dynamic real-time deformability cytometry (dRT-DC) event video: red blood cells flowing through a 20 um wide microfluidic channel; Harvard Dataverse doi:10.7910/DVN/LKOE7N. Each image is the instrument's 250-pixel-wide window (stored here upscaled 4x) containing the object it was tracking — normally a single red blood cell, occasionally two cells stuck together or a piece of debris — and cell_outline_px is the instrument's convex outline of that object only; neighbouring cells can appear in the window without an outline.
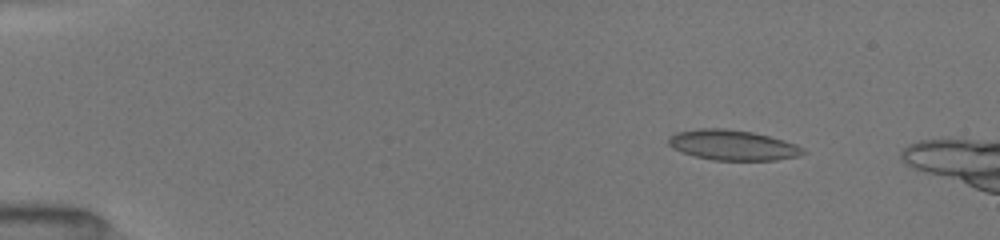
{"species": "common noctule bat (a hibernating species)", "species_latin": "Nyctalus noctula", "temperature_condition": "room temperature", "stored_images_in_passage": 30, "camera_frame_rate_fps": 3000, "um_per_image_px": 0.085, "animal": {"sex": "female", "body_mass_g": 19.5, "forearm_length_mm": 54.1}, "frame": {"image": 1, "passage_image": 4, "time_ms": 1.333, "image_size_px": [1000, 240], "cell_outline_px": [[808, 152], [796, 156], [776, 160], [712, 160], [696, 156], [672, 148], [668, 144], [668, 136], [676, 132], [700, 128], [720, 128], [752, 132], [784, 140], [796, 144], [804, 148]], "centroid_in_image_um": [62.28, 12.33], "position_along_channel_um": 22.7, "area_um2": 23.64}}
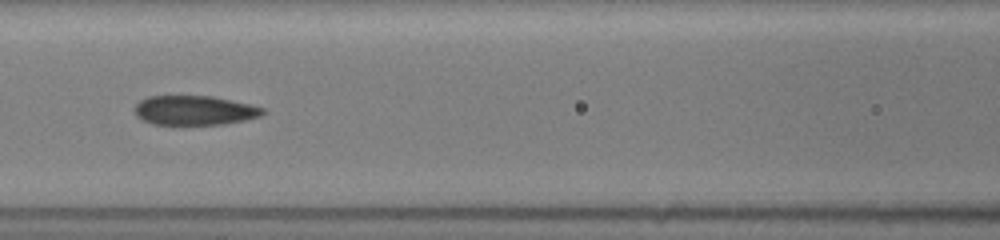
{"frame": {"image": 2, "passage_image": 17, "time_ms": 7.0, "image_size_px": [1000, 240], "cell_outline_px": [[264, 112], [260, 116], [244, 120], [224, 124], [152, 124], [136, 116], [136, 104], [140, 100], [148, 96], [212, 96], [248, 104], [264, 108]], "centroid_in_image_um": [16.51, 9.38], "position_along_channel_um": 150.1, "area_um2": 21.68}}
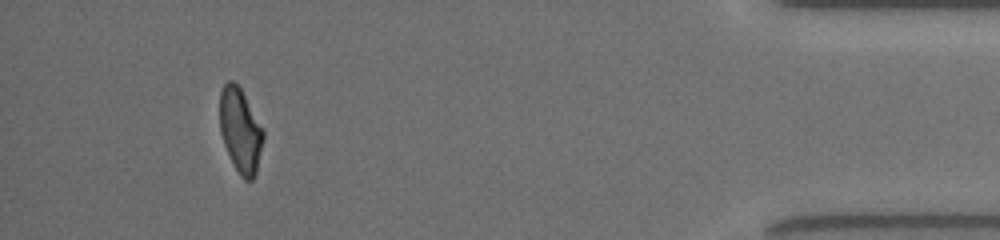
{"frame": {"image": 3, "passage_image": 29, "time_ms": 15.0, "image_size_px": [1000, 240], "cell_outline_px": [[264, 140], [256, 172], [252, 180], [244, 180], [240, 176], [224, 144], [220, 132], [220, 92], [224, 84], [228, 80], [232, 80], [240, 88], [264, 132]], "centroid_in_image_um": [20.43, 11.1], "position_along_channel_um": 414.8, "area_um2": 20.98}}